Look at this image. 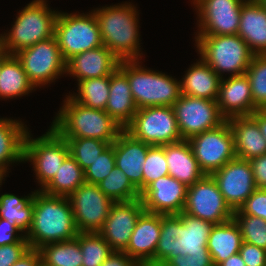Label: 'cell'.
Returning a JSON list of instances; mask_svg holds the SVG:
<instances>
[{
    "label": "cell",
    "mask_w": 266,
    "mask_h": 266,
    "mask_svg": "<svg viewBox=\"0 0 266 266\" xmlns=\"http://www.w3.org/2000/svg\"><path fill=\"white\" fill-rule=\"evenodd\" d=\"M54 36L66 62L81 52L103 45L98 21L92 10L87 14L59 11Z\"/></svg>",
    "instance_id": "7"
},
{
    "label": "cell",
    "mask_w": 266,
    "mask_h": 266,
    "mask_svg": "<svg viewBox=\"0 0 266 266\" xmlns=\"http://www.w3.org/2000/svg\"><path fill=\"white\" fill-rule=\"evenodd\" d=\"M173 109L184 140L216 128L225 121L219 112L217 101L210 99L181 94Z\"/></svg>",
    "instance_id": "13"
},
{
    "label": "cell",
    "mask_w": 266,
    "mask_h": 266,
    "mask_svg": "<svg viewBox=\"0 0 266 266\" xmlns=\"http://www.w3.org/2000/svg\"><path fill=\"white\" fill-rule=\"evenodd\" d=\"M178 215L185 224V255L209 252L208 237L214 224L184 212Z\"/></svg>",
    "instance_id": "36"
},
{
    "label": "cell",
    "mask_w": 266,
    "mask_h": 266,
    "mask_svg": "<svg viewBox=\"0 0 266 266\" xmlns=\"http://www.w3.org/2000/svg\"><path fill=\"white\" fill-rule=\"evenodd\" d=\"M139 60H122L118 68L127 76L138 109L154 106L173 107L181 96L180 80L162 71L142 67ZM141 64V65H140Z\"/></svg>",
    "instance_id": "4"
},
{
    "label": "cell",
    "mask_w": 266,
    "mask_h": 266,
    "mask_svg": "<svg viewBox=\"0 0 266 266\" xmlns=\"http://www.w3.org/2000/svg\"><path fill=\"white\" fill-rule=\"evenodd\" d=\"M211 175L233 211L238 210L257 188L249 160L236 157Z\"/></svg>",
    "instance_id": "16"
},
{
    "label": "cell",
    "mask_w": 266,
    "mask_h": 266,
    "mask_svg": "<svg viewBox=\"0 0 266 266\" xmlns=\"http://www.w3.org/2000/svg\"><path fill=\"white\" fill-rule=\"evenodd\" d=\"M238 224L243 242L266 250V221L250 215H233Z\"/></svg>",
    "instance_id": "41"
},
{
    "label": "cell",
    "mask_w": 266,
    "mask_h": 266,
    "mask_svg": "<svg viewBox=\"0 0 266 266\" xmlns=\"http://www.w3.org/2000/svg\"><path fill=\"white\" fill-rule=\"evenodd\" d=\"M195 45L201 58L221 77L246 74L254 57L247 43L238 35H197Z\"/></svg>",
    "instance_id": "6"
},
{
    "label": "cell",
    "mask_w": 266,
    "mask_h": 266,
    "mask_svg": "<svg viewBox=\"0 0 266 266\" xmlns=\"http://www.w3.org/2000/svg\"><path fill=\"white\" fill-rule=\"evenodd\" d=\"M237 34L254 55H266V9L257 0L243 3Z\"/></svg>",
    "instance_id": "23"
},
{
    "label": "cell",
    "mask_w": 266,
    "mask_h": 266,
    "mask_svg": "<svg viewBox=\"0 0 266 266\" xmlns=\"http://www.w3.org/2000/svg\"><path fill=\"white\" fill-rule=\"evenodd\" d=\"M97 185L113 202H127L140 198V191L117 166H114L109 175Z\"/></svg>",
    "instance_id": "37"
},
{
    "label": "cell",
    "mask_w": 266,
    "mask_h": 266,
    "mask_svg": "<svg viewBox=\"0 0 266 266\" xmlns=\"http://www.w3.org/2000/svg\"><path fill=\"white\" fill-rule=\"evenodd\" d=\"M30 249L26 237L19 243L0 246V266H12Z\"/></svg>",
    "instance_id": "45"
},
{
    "label": "cell",
    "mask_w": 266,
    "mask_h": 266,
    "mask_svg": "<svg viewBox=\"0 0 266 266\" xmlns=\"http://www.w3.org/2000/svg\"><path fill=\"white\" fill-rule=\"evenodd\" d=\"M200 169L211 175L236 158L234 139L228 120L216 128L188 139Z\"/></svg>",
    "instance_id": "11"
},
{
    "label": "cell",
    "mask_w": 266,
    "mask_h": 266,
    "mask_svg": "<svg viewBox=\"0 0 266 266\" xmlns=\"http://www.w3.org/2000/svg\"><path fill=\"white\" fill-rule=\"evenodd\" d=\"M143 190L153 181L169 175L164 146H151L142 166Z\"/></svg>",
    "instance_id": "42"
},
{
    "label": "cell",
    "mask_w": 266,
    "mask_h": 266,
    "mask_svg": "<svg viewBox=\"0 0 266 266\" xmlns=\"http://www.w3.org/2000/svg\"><path fill=\"white\" fill-rule=\"evenodd\" d=\"M38 190L24 197L11 193L0 195V218L7 220L24 237L32 224L33 198Z\"/></svg>",
    "instance_id": "32"
},
{
    "label": "cell",
    "mask_w": 266,
    "mask_h": 266,
    "mask_svg": "<svg viewBox=\"0 0 266 266\" xmlns=\"http://www.w3.org/2000/svg\"><path fill=\"white\" fill-rule=\"evenodd\" d=\"M78 94L69 96L81 105H85L97 110H105L110 88V75L95 77L78 81Z\"/></svg>",
    "instance_id": "34"
},
{
    "label": "cell",
    "mask_w": 266,
    "mask_h": 266,
    "mask_svg": "<svg viewBox=\"0 0 266 266\" xmlns=\"http://www.w3.org/2000/svg\"><path fill=\"white\" fill-rule=\"evenodd\" d=\"M27 131L24 139L23 161L32 162L36 180L42 190L56 175L65 158L69 155L67 141L52 127L38 138H32Z\"/></svg>",
    "instance_id": "8"
},
{
    "label": "cell",
    "mask_w": 266,
    "mask_h": 266,
    "mask_svg": "<svg viewBox=\"0 0 266 266\" xmlns=\"http://www.w3.org/2000/svg\"><path fill=\"white\" fill-rule=\"evenodd\" d=\"M132 2L93 9L103 45L121 61L142 59L139 19ZM141 52V53H140Z\"/></svg>",
    "instance_id": "2"
},
{
    "label": "cell",
    "mask_w": 266,
    "mask_h": 266,
    "mask_svg": "<svg viewBox=\"0 0 266 266\" xmlns=\"http://www.w3.org/2000/svg\"><path fill=\"white\" fill-rule=\"evenodd\" d=\"M179 254L185 256V224L178 214H161V232L154 258L148 264L165 265Z\"/></svg>",
    "instance_id": "27"
},
{
    "label": "cell",
    "mask_w": 266,
    "mask_h": 266,
    "mask_svg": "<svg viewBox=\"0 0 266 266\" xmlns=\"http://www.w3.org/2000/svg\"><path fill=\"white\" fill-rule=\"evenodd\" d=\"M6 54V52L4 51V48L0 42V61L3 58V56Z\"/></svg>",
    "instance_id": "54"
},
{
    "label": "cell",
    "mask_w": 266,
    "mask_h": 266,
    "mask_svg": "<svg viewBox=\"0 0 266 266\" xmlns=\"http://www.w3.org/2000/svg\"><path fill=\"white\" fill-rule=\"evenodd\" d=\"M120 59L104 45L81 52L66 62V75L77 81L111 75L119 66Z\"/></svg>",
    "instance_id": "21"
},
{
    "label": "cell",
    "mask_w": 266,
    "mask_h": 266,
    "mask_svg": "<svg viewBox=\"0 0 266 266\" xmlns=\"http://www.w3.org/2000/svg\"><path fill=\"white\" fill-rule=\"evenodd\" d=\"M143 211L140 198L127 202H114L98 233L109 243L113 251L123 252Z\"/></svg>",
    "instance_id": "18"
},
{
    "label": "cell",
    "mask_w": 266,
    "mask_h": 266,
    "mask_svg": "<svg viewBox=\"0 0 266 266\" xmlns=\"http://www.w3.org/2000/svg\"><path fill=\"white\" fill-rule=\"evenodd\" d=\"M217 104L221 116H251L257 109L251 94V83L246 74L221 78Z\"/></svg>",
    "instance_id": "19"
},
{
    "label": "cell",
    "mask_w": 266,
    "mask_h": 266,
    "mask_svg": "<svg viewBox=\"0 0 266 266\" xmlns=\"http://www.w3.org/2000/svg\"><path fill=\"white\" fill-rule=\"evenodd\" d=\"M124 130L150 146H164L183 140L174 109L169 106L138 109Z\"/></svg>",
    "instance_id": "9"
},
{
    "label": "cell",
    "mask_w": 266,
    "mask_h": 266,
    "mask_svg": "<svg viewBox=\"0 0 266 266\" xmlns=\"http://www.w3.org/2000/svg\"><path fill=\"white\" fill-rule=\"evenodd\" d=\"M264 114H266V105L260 109Z\"/></svg>",
    "instance_id": "58"
},
{
    "label": "cell",
    "mask_w": 266,
    "mask_h": 266,
    "mask_svg": "<svg viewBox=\"0 0 266 266\" xmlns=\"http://www.w3.org/2000/svg\"><path fill=\"white\" fill-rule=\"evenodd\" d=\"M266 9V0H257Z\"/></svg>",
    "instance_id": "55"
},
{
    "label": "cell",
    "mask_w": 266,
    "mask_h": 266,
    "mask_svg": "<svg viewBox=\"0 0 266 266\" xmlns=\"http://www.w3.org/2000/svg\"><path fill=\"white\" fill-rule=\"evenodd\" d=\"M69 147V154L85 170L110 145L109 142L96 138H64Z\"/></svg>",
    "instance_id": "39"
},
{
    "label": "cell",
    "mask_w": 266,
    "mask_h": 266,
    "mask_svg": "<svg viewBox=\"0 0 266 266\" xmlns=\"http://www.w3.org/2000/svg\"><path fill=\"white\" fill-rule=\"evenodd\" d=\"M19 233L7 220L0 218V246L19 243L24 238Z\"/></svg>",
    "instance_id": "49"
},
{
    "label": "cell",
    "mask_w": 266,
    "mask_h": 266,
    "mask_svg": "<svg viewBox=\"0 0 266 266\" xmlns=\"http://www.w3.org/2000/svg\"><path fill=\"white\" fill-rule=\"evenodd\" d=\"M242 242L240 228L234 219L226 223L214 224L207 243L214 266L238 253Z\"/></svg>",
    "instance_id": "30"
},
{
    "label": "cell",
    "mask_w": 266,
    "mask_h": 266,
    "mask_svg": "<svg viewBox=\"0 0 266 266\" xmlns=\"http://www.w3.org/2000/svg\"><path fill=\"white\" fill-rule=\"evenodd\" d=\"M40 262H41V254L39 249L30 248L12 266H39Z\"/></svg>",
    "instance_id": "51"
},
{
    "label": "cell",
    "mask_w": 266,
    "mask_h": 266,
    "mask_svg": "<svg viewBox=\"0 0 266 266\" xmlns=\"http://www.w3.org/2000/svg\"><path fill=\"white\" fill-rule=\"evenodd\" d=\"M79 233L99 232L114 203L98 185L84 183L68 196Z\"/></svg>",
    "instance_id": "14"
},
{
    "label": "cell",
    "mask_w": 266,
    "mask_h": 266,
    "mask_svg": "<svg viewBox=\"0 0 266 266\" xmlns=\"http://www.w3.org/2000/svg\"><path fill=\"white\" fill-rule=\"evenodd\" d=\"M83 256L82 266H101L112 254L109 243L98 233H79L75 238Z\"/></svg>",
    "instance_id": "38"
},
{
    "label": "cell",
    "mask_w": 266,
    "mask_h": 266,
    "mask_svg": "<svg viewBox=\"0 0 266 266\" xmlns=\"http://www.w3.org/2000/svg\"><path fill=\"white\" fill-rule=\"evenodd\" d=\"M138 110L127 76L117 68L110 75L109 97L105 111L124 129Z\"/></svg>",
    "instance_id": "26"
},
{
    "label": "cell",
    "mask_w": 266,
    "mask_h": 266,
    "mask_svg": "<svg viewBox=\"0 0 266 266\" xmlns=\"http://www.w3.org/2000/svg\"><path fill=\"white\" fill-rule=\"evenodd\" d=\"M115 166L114 142L84 170L85 183L97 185L106 178Z\"/></svg>",
    "instance_id": "43"
},
{
    "label": "cell",
    "mask_w": 266,
    "mask_h": 266,
    "mask_svg": "<svg viewBox=\"0 0 266 266\" xmlns=\"http://www.w3.org/2000/svg\"><path fill=\"white\" fill-rule=\"evenodd\" d=\"M36 90L15 54H5L0 61V99H13Z\"/></svg>",
    "instance_id": "31"
},
{
    "label": "cell",
    "mask_w": 266,
    "mask_h": 266,
    "mask_svg": "<svg viewBox=\"0 0 266 266\" xmlns=\"http://www.w3.org/2000/svg\"><path fill=\"white\" fill-rule=\"evenodd\" d=\"M246 75L251 83V94L257 110L266 105V55H254Z\"/></svg>",
    "instance_id": "40"
},
{
    "label": "cell",
    "mask_w": 266,
    "mask_h": 266,
    "mask_svg": "<svg viewBox=\"0 0 266 266\" xmlns=\"http://www.w3.org/2000/svg\"><path fill=\"white\" fill-rule=\"evenodd\" d=\"M39 266H49V265L45 264V263L41 260Z\"/></svg>",
    "instance_id": "59"
},
{
    "label": "cell",
    "mask_w": 266,
    "mask_h": 266,
    "mask_svg": "<svg viewBox=\"0 0 266 266\" xmlns=\"http://www.w3.org/2000/svg\"><path fill=\"white\" fill-rule=\"evenodd\" d=\"M239 253L246 266H266V250L248 242H242Z\"/></svg>",
    "instance_id": "47"
},
{
    "label": "cell",
    "mask_w": 266,
    "mask_h": 266,
    "mask_svg": "<svg viewBox=\"0 0 266 266\" xmlns=\"http://www.w3.org/2000/svg\"><path fill=\"white\" fill-rule=\"evenodd\" d=\"M217 266H246L244 260L242 259L240 253L231 255L226 260L219 263Z\"/></svg>",
    "instance_id": "53"
},
{
    "label": "cell",
    "mask_w": 266,
    "mask_h": 266,
    "mask_svg": "<svg viewBox=\"0 0 266 266\" xmlns=\"http://www.w3.org/2000/svg\"><path fill=\"white\" fill-rule=\"evenodd\" d=\"M24 124L19 120L0 118V172L5 176L12 163L24 162V139L29 129Z\"/></svg>",
    "instance_id": "29"
},
{
    "label": "cell",
    "mask_w": 266,
    "mask_h": 266,
    "mask_svg": "<svg viewBox=\"0 0 266 266\" xmlns=\"http://www.w3.org/2000/svg\"><path fill=\"white\" fill-rule=\"evenodd\" d=\"M78 234L68 197L51 196L38 190L33 198L32 224L25 234L30 248L39 249L48 243L71 241Z\"/></svg>",
    "instance_id": "1"
},
{
    "label": "cell",
    "mask_w": 266,
    "mask_h": 266,
    "mask_svg": "<svg viewBox=\"0 0 266 266\" xmlns=\"http://www.w3.org/2000/svg\"><path fill=\"white\" fill-rule=\"evenodd\" d=\"M101 266H140L133 258L125 252L113 251Z\"/></svg>",
    "instance_id": "50"
},
{
    "label": "cell",
    "mask_w": 266,
    "mask_h": 266,
    "mask_svg": "<svg viewBox=\"0 0 266 266\" xmlns=\"http://www.w3.org/2000/svg\"><path fill=\"white\" fill-rule=\"evenodd\" d=\"M58 11L50 9L46 0H33L16 16L8 33L0 34L6 54H16L37 42L54 36Z\"/></svg>",
    "instance_id": "5"
},
{
    "label": "cell",
    "mask_w": 266,
    "mask_h": 266,
    "mask_svg": "<svg viewBox=\"0 0 266 266\" xmlns=\"http://www.w3.org/2000/svg\"><path fill=\"white\" fill-rule=\"evenodd\" d=\"M161 232V214L143 211L137 219L127 248L123 251L140 266L147 265L155 256Z\"/></svg>",
    "instance_id": "20"
},
{
    "label": "cell",
    "mask_w": 266,
    "mask_h": 266,
    "mask_svg": "<svg viewBox=\"0 0 266 266\" xmlns=\"http://www.w3.org/2000/svg\"><path fill=\"white\" fill-rule=\"evenodd\" d=\"M257 188L266 189V154L249 160Z\"/></svg>",
    "instance_id": "48"
},
{
    "label": "cell",
    "mask_w": 266,
    "mask_h": 266,
    "mask_svg": "<svg viewBox=\"0 0 266 266\" xmlns=\"http://www.w3.org/2000/svg\"><path fill=\"white\" fill-rule=\"evenodd\" d=\"M246 0H193L198 19L195 35H234L238 33L240 11Z\"/></svg>",
    "instance_id": "15"
},
{
    "label": "cell",
    "mask_w": 266,
    "mask_h": 266,
    "mask_svg": "<svg viewBox=\"0 0 266 266\" xmlns=\"http://www.w3.org/2000/svg\"><path fill=\"white\" fill-rule=\"evenodd\" d=\"M4 177H6L5 175H3L1 172H0V185H2V182L4 181ZM1 187V186H0Z\"/></svg>",
    "instance_id": "56"
},
{
    "label": "cell",
    "mask_w": 266,
    "mask_h": 266,
    "mask_svg": "<svg viewBox=\"0 0 266 266\" xmlns=\"http://www.w3.org/2000/svg\"><path fill=\"white\" fill-rule=\"evenodd\" d=\"M234 215H250L266 221V189L256 188Z\"/></svg>",
    "instance_id": "44"
},
{
    "label": "cell",
    "mask_w": 266,
    "mask_h": 266,
    "mask_svg": "<svg viewBox=\"0 0 266 266\" xmlns=\"http://www.w3.org/2000/svg\"><path fill=\"white\" fill-rule=\"evenodd\" d=\"M228 123L237 158L250 160L266 154V139L251 116L232 117L228 119Z\"/></svg>",
    "instance_id": "24"
},
{
    "label": "cell",
    "mask_w": 266,
    "mask_h": 266,
    "mask_svg": "<svg viewBox=\"0 0 266 266\" xmlns=\"http://www.w3.org/2000/svg\"><path fill=\"white\" fill-rule=\"evenodd\" d=\"M186 72L180 80L181 94L217 101L221 77L201 57Z\"/></svg>",
    "instance_id": "28"
},
{
    "label": "cell",
    "mask_w": 266,
    "mask_h": 266,
    "mask_svg": "<svg viewBox=\"0 0 266 266\" xmlns=\"http://www.w3.org/2000/svg\"><path fill=\"white\" fill-rule=\"evenodd\" d=\"M15 55L35 88L48 85L66 74V61L55 36L24 48Z\"/></svg>",
    "instance_id": "10"
},
{
    "label": "cell",
    "mask_w": 266,
    "mask_h": 266,
    "mask_svg": "<svg viewBox=\"0 0 266 266\" xmlns=\"http://www.w3.org/2000/svg\"><path fill=\"white\" fill-rule=\"evenodd\" d=\"M165 157L169 175L187 187L201 179L205 173L200 169L188 140L165 145Z\"/></svg>",
    "instance_id": "25"
},
{
    "label": "cell",
    "mask_w": 266,
    "mask_h": 266,
    "mask_svg": "<svg viewBox=\"0 0 266 266\" xmlns=\"http://www.w3.org/2000/svg\"><path fill=\"white\" fill-rule=\"evenodd\" d=\"M151 146L133 138L123 130L114 141L115 166L121 169L132 184L143 191L142 166Z\"/></svg>",
    "instance_id": "22"
},
{
    "label": "cell",
    "mask_w": 266,
    "mask_h": 266,
    "mask_svg": "<svg viewBox=\"0 0 266 266\" xmlns=\"http://www.w3.org/2000/svg\"><path fill=\"white\" fill-rule=\"evenodd\" d=\"M51 127L62 138H96L112 144L124 130L105 110L81 105L69 95Z\"/></svg>",
    "instance_id": "3"
},
{
    "label": "cell",
    "mask_w": 266,
    "mask_h": 266,
    "mask_svg": "<svg viewBox=\"0 0 266 266\" xmlns=\"http://www.w3.org/2000/svg\"><path fill=\"white\" fill-rule=\"evenodd\" d=\"M166 266H214L210 252L181 255L171 258Z\"/></svg>",
    "instance_id": "46"
},
{
    "label": "cell",
    "mask_w": 266,
    "mask_h": 266,
    "mask_svg": "<svg viewBox=\"0 0 266 266\" xmlns=\"http://www.w3.org/2000/svg\"><path fill=\"white\" fill-rule=\"evenodd\" d=\"M145 266H166V265H163V264H147Z\"/></svg>",
    "instance_id": "57"
},
{
    "label": "cell",
    "mask_w": 266,
    "mask_h": 266,
    "mask_svg": "<svg viewBox=\"0 0 266 266\" xmlns=\"http://www.w3.org/2000/svg\"><path fill=\"white\" fill-rule=\"evenodd\" d=\"M183 212L213 224L226 223L234 215L212 175L206 174L188 187Z\"/></svg>",
    "instance_id": "12"
},
{
    "label": "cell",
    "mask_w": 266,
    "mask_h": 266,
    "mask_svg": "<svg viewBox=\"0 0 266 266\" xmlns=\"http://www.w3.org/2000/svg\"><path fill=\"white\" fill-rule=\"evenodd\" d=\"M251 117L258 123L260 131L266 139V114H264L261 110H256Z\"/></svg>",
    "instance_id": "52"
},
{
    "label": "cell",
    "mask_w": 266,
    "mask_h": 266,
    "mask_svg": "<svg viewBox=\"0 0 266 266\" xmlns=\"http://www.w3.org/2000/svg\"><path fill=\"white\" fill-rule=\"evenodd\" d=\"M41 260L49 266H82L83 256L79 242H53L39 248Z\"/></svg>",
    "instance_id": "35"
},
{
    "label": "cell",
    "mask_w": 266,
    "mask_h": 266,
    "mask_svg": "<svg viewBox=\"0 0 266 266\" xmlns=\"http://www.w3.org/2000/svg\"><path fill=\"white\" fill-rule=\"evenodd\" d=\"M188 187L170 175L151 182L141 193L144 211L172 215L183 212Z\"/></svg>",
    "instance_id": "17"
},
{
    "label": "cell",
    "mask_w": 266,
    "mask_h": 266,
    "mask_svg": "<svg viewBox=\"0 0 266 266\" xmlns=\"http://www.w3.org/2000/svg\"><path fill=\"white\" fill-rule=\"evenodd\" d=\"M84 183V170L69 154L58 169L56 175L41 191L51 196L68 197Z\"/></svg>",
    "instance_id": "33"
}]
</instances>
